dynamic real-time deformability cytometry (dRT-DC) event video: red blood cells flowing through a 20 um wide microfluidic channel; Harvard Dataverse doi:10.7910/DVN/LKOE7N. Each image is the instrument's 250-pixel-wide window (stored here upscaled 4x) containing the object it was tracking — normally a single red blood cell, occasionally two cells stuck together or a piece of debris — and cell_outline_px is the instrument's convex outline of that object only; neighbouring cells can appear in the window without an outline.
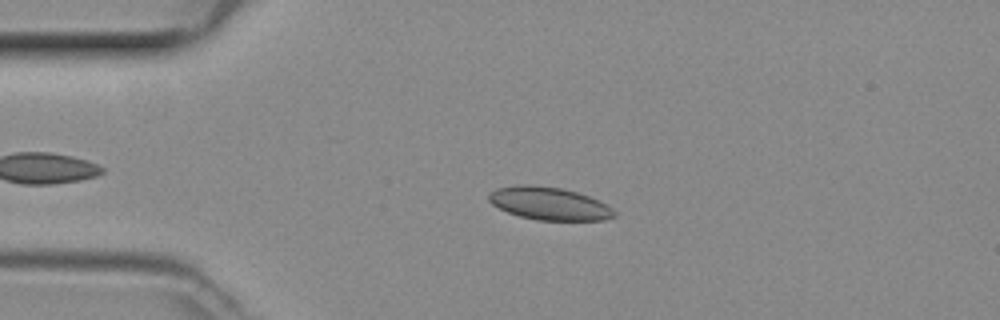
{"species": "common noctule bat (a hibernating species)", "species_latin": "Nyctalus noctula", "temperature_condition": "room temperature", "stored_images_in_passage": 47, "camera_frame_rate_fps": 3000, "um_per_image_px": 0.085, "animal": {"sex": "female", "body_mass_g": 29.2, "forearm_length_mm": 56.3}, "frame": {"image": 1, "passage_image": 10, "time_ms": 3.0, "image_size_px": [1000, 320], "cell_outline_px": [[616, 216], [604, 220], [536, 220], [520, 216], [508, 212], [492, 204], [488, 200], [488, 196], [496, 188], [524, 184], [528, 184], [560, 188], [576, 192], [588, 196], [608, 204], [616, 212]], "centroid_in_image_um": [46.71, 17.3], "position_along_channel_um": 38.3, "area_um2": 23.87}}
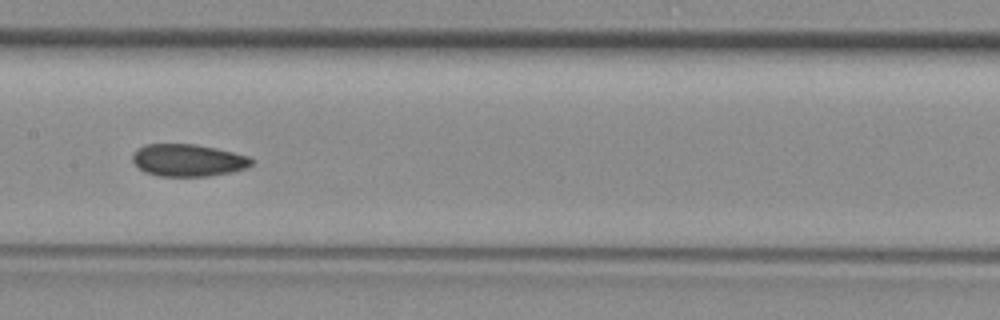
{"frame": {"image": 2, "passage_image": 23, "time_ms": 7.333, "image_size_px": [1000, 320], "cell_outline_px": [[252, 164], [248, 168], [232, 172], [208, 176], [156, 176], [144, 172], [132, 160], [132, 156], [144, 144], [192, 144], [216, 148], [248, 156], [252, 160]], "centroid_in_image_um": [15.99, 13.63], "position_along_channel_um": 191.4, "area_um2": 22.25}}
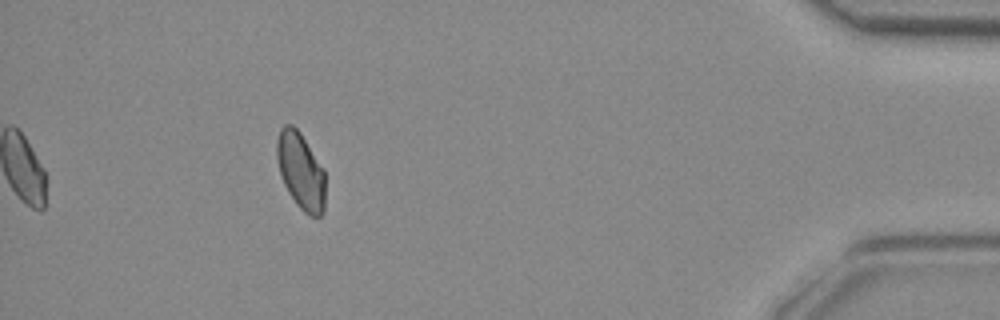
{"frame": {"image": 3, "passage_image": 43, "time_ms": 14.0, "image_size_px": [1000, 320], "cell_outline_px": [[324, 212], [320, 216], [308, 216], [296, 204], [288, 192], [280, 176], [276, 160], [276, 140], [280, 128], [284, 124], [292, 124], [300, 132], [324, 168]], "centroid_in_image_um": [25.54, 14.51], "position_along_channel_um": 409.7, "area_um2": 21.96}}